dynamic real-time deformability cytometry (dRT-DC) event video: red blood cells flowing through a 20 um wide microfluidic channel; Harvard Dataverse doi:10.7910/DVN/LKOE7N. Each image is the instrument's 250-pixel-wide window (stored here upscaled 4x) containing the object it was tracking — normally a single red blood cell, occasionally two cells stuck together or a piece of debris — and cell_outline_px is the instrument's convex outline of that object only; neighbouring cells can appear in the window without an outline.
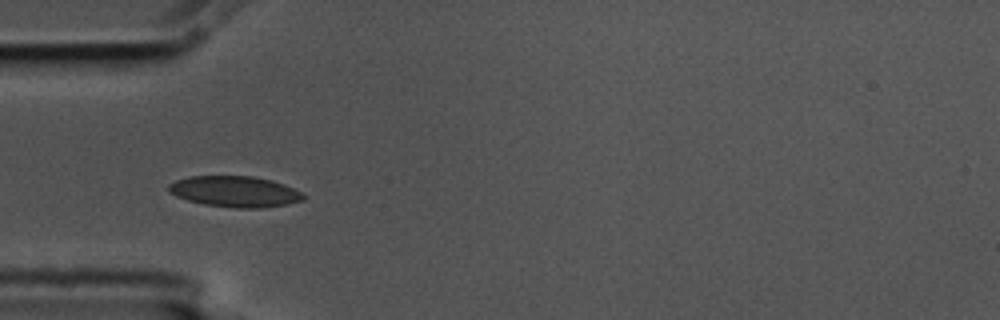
{"species": "common noctule bat (a hibernating species)", "species_latin": "Nyctalus noctula", "temperature_condition": "cold", "stored_images_in_passage": 5, "camera_frame_rate_fps": 3000, "um_per_image_px": 0.085, "animal": {"sex": "male", "body_mass_g": 17.5, "forearm_length_mm": 52.3}, "frame": {"image": 1, "passage_image": 5, "time_ms": 1.333, "image_size_px": [1000, 320], "cell_outline_px": [[304, 200], [284, 204], [260, 208], [236, 208], [204, 204], [188, 200], [176, 196], [168, 192], [168, 184], [176, 180], [188, 176], [252, 176], [272, 180], [284, 184], [300, 192], [304, 196]], "centroid_in_image_um": [19.92, 16.27], "position_along_channel_um": 65.1, "area_um2": 24.16}}